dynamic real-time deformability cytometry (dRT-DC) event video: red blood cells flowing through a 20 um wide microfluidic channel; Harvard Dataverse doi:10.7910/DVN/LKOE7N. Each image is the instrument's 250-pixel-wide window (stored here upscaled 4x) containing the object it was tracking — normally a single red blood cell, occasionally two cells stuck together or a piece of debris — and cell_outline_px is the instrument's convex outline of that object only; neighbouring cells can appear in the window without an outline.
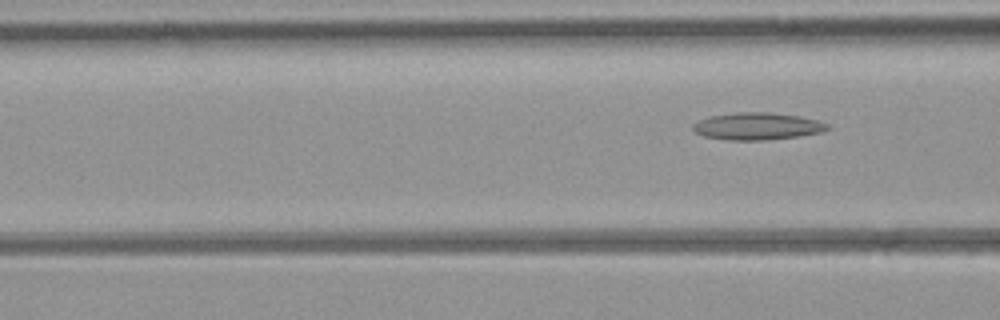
{"species": "common noctule bat (a hibernating species)", "species_latin": "Nyctalus noctula", "temperature_condition": "room temperature", "stored_images_in_passage": 8, "camera_frame_rate_fps": 3000, "um_per_image_px": 0.085, "animal": {"sex": "female", "body_mass_g": 21.9}, "frame": {"image": 1, "passage_image": 8, "time_ms": 8.0, "image_size_px": [1000, 320], "cell_outline_px": [[832, 128], [820, 132], [800, 136], [764, 140], [728, 140], [704, 136], [696, 132], [692, 128], [692, 124], [700, 120], [712, 116], [736, 112], [768, 112], [800, 116], [820, 120], [828, 124]], "centroid_in_image_um": [64.41, 10.73], "position_along_channel_um": 102.2, "area_um2": 21.33}}